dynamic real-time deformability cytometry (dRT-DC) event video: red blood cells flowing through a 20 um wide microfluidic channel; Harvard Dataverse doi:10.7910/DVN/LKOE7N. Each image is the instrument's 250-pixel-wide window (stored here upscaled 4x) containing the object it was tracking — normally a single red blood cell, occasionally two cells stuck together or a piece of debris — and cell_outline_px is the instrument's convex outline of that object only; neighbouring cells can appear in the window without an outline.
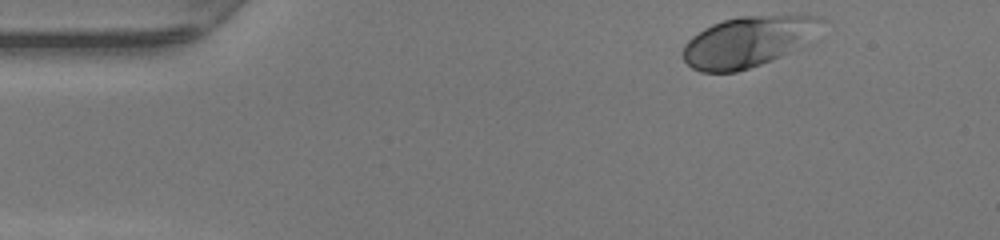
{"species": "human", "species_latin": "Homo sapiens", "temperature_condition": "warm", "stored_images_in_passage": 44, "camera_frame_rate_fps": 3000, "um_per_image_px": 0.085, "donor": {"sex": "female"}, "frame": {"image": 1, "passage_image": 1, "time_ms": 0.0, "image_size_px": [1000, 240], "cell_outline_px": [[824, 20], [816, 40], [812, 44], [760, 64], [736, 72], [700, 72], [692, 68], [684, 60], [684, 44], [692, 36], [704, 28], [712, 24], [724, 20], [740, 16], [820, 16]], "centroid_in_image_um": [63.67, 3.54], "position_along_channel_um": 21.3, "area_um2": 41.15}}
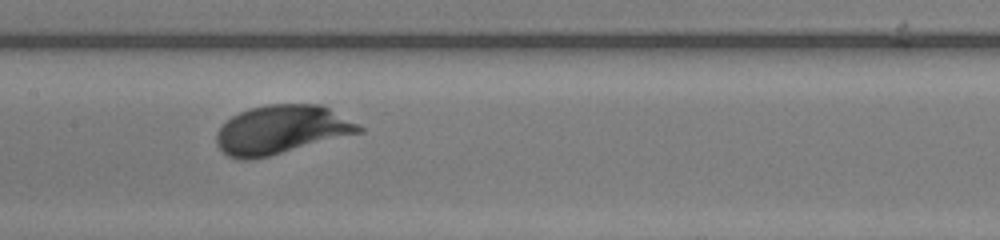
{"frame": {"image": 2, "passage_image": 19, "time_ms": 6.0, "image_size_px": [1000, 240], "cell_outline_px": [[364, 132], [252, 160], [240, 160], [228, 156], [216, 144], [216, 132], [232, 116], [248, 108], [264, 104], [320, 104], [328, 108], [364, 128]], "centroid_in_image_um": [23.89, 11.03], "position_along_channel_um": 183.5, "area_um2": 40.29}}
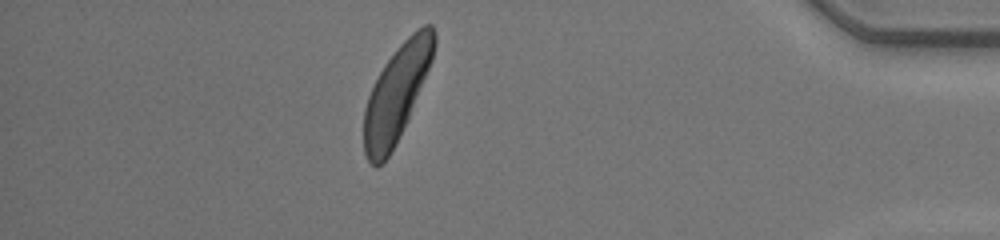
{"frame": {"image": 3, "passage_image": 38, "time_ms": 12.333, "image_size_px": [1000, 240], "cell_outline_px": [[436, 44], [432, 60], [396, 144], [388, 156], [376, 168], [368, 160], [364, 152], [364, 108], [368, 96], [384, 64], [396, 48], [412, 32], [424, 24], [432, 24], [436, 32]], "centroid_in_image_um": [33.7, 7.89], "position_along_channel_um": 401.5, "area_um2": 38.44}, "authors_computed_cell_mechanics": {"area_um2": 39.2462, "velocity_mm_per_s": 4.1564, "shape_relaxation_time_tau1_ms": 1.371, "shape_relaxation_time_tau2_ms": null, "deformation_change_tau1": 0.1192, "deformation_change_tau2": null}}